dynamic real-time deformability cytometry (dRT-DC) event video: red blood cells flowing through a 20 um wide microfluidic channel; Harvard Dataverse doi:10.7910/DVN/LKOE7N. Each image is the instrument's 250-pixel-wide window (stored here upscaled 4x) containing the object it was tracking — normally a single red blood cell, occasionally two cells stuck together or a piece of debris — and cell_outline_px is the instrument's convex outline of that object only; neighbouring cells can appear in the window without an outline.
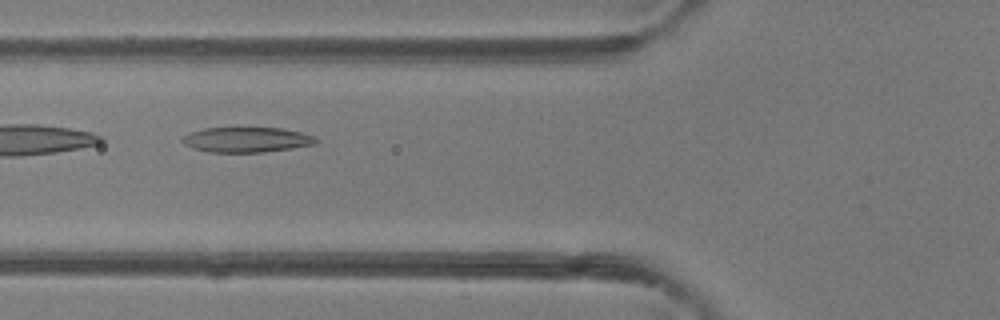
{"species": "common noctule bat (a hibernating species)", "species_latin": "Nyctalus noctula", "temperature_condition": "room temperature", "stored_images_in_passage": 7, "camera_frame_rate_fps": 3000, "um_per_image_px": 0.085, "animal": {"sex": "female"}, "frame": {"image": 1, "passage_image": 6, "time_ms": 1.667, "image_size_px": [1000, 320], "cell_outline_px": [[316, 144], [292, 148], [260, 152], [208, 152], [192, 148], [184, 144], [180, 140], [188, 132], [204, 128], [280, 128], [300, 132], [316, 136]], "centroid_in_image_um": [20.92, 11.87], "position_along_channel_um": 104.9, "area_um2": 19.54}}
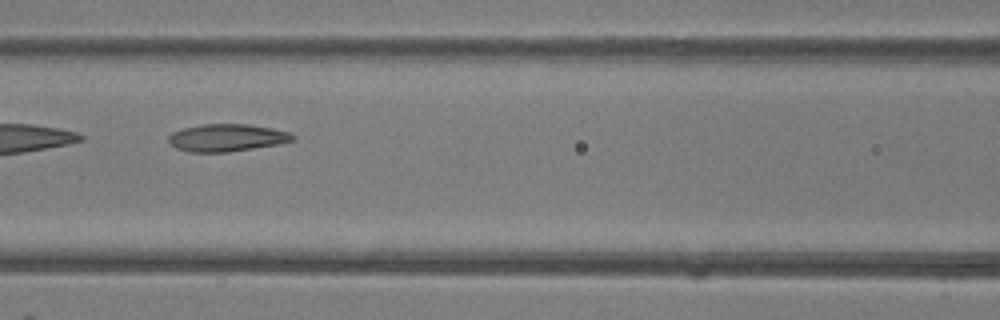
{"frame": {"image": 2, "passage_image": 7, "time_ms": 2.0, "image_size_px": [1000, 320], "cell_outline_px": [[296, 140], [276, 144], [228, 152], [188, 152], [176, 148], [168, 140], [168, 136], [172, 132], [184, 128], [200, 124], [248, 124], [272, 128], [288, 132], [296, 136]], "centroid_in_image_um": [19.27, 11.7], "position_along_channel_um": 147.3, "area_um2": 19.77}}